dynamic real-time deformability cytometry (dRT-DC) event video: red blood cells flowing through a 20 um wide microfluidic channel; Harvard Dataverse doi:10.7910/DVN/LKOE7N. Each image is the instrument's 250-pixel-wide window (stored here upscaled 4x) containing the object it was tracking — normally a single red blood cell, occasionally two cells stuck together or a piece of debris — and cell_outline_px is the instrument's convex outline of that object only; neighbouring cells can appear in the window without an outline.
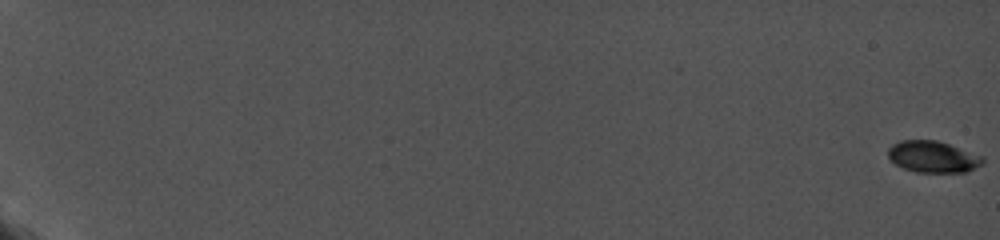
{"species": "common noctule bat (a hibernating species)", "species_latin": "Nyctalus noctula", "temperature_condition": "cold", "stored_images_in_passage": 118, "camera_frame_rate_fps": 5000, "um_per_image_px": 0.085, "animal": {"sex": "female", "body_mass_g": 19.0, "forearm_length_mm": 56.7}, "frame": {"image": 1, "passage_image": 1, "time_ms": 0.0, "image_size_px": [1000, 240], "cell_outline_px": [[984, 164], [968, 172], [916, 172], [904, 168], [896, 164], [888, 156], [888, 148], [892, 144], [900, 140], [936, 140], [984, 156]], "centroid_in_image_um": [79.33, 13.33], "position_along_channel_um": 5.7, "area_um2": 17.46}}
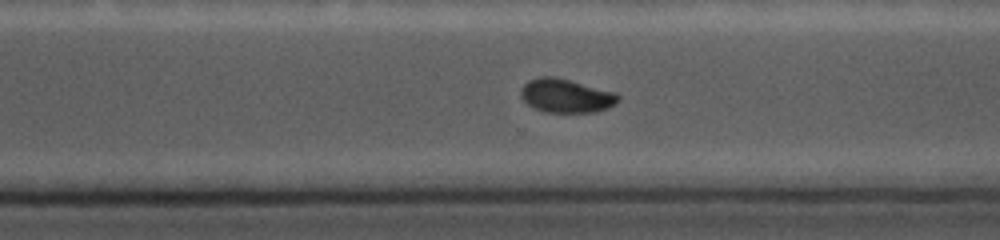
{"frame": {"image": 2, "passage_image": 98, "time_ms": 15.4, "image_size_px": [1000, 240], "cell_outline_px": [[620, 96], [608, 108], [596, 112], [548, 112], [536, 108], [528, 104], [524, 100], [520, 92], [524, 84], [528, 80], [540, 76], [556, 76], [616, 92]], "centroid_in_image_um": [48.11, 8.12], "position_along_channel_um": 322.5, "area_um2": 19.02}}
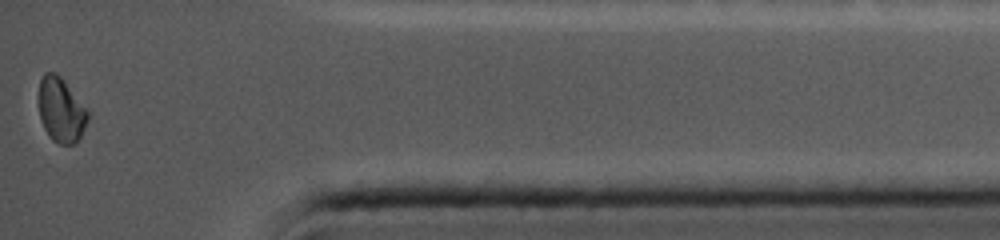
{"frame": {"image": 3, "passage_image": 118, "time_ms": 18.6, "image_size_px": [1000, 240], "cell_outline_px": [[88, 120], [80, 136], [72, 144], [60, 144], [52, 140], [44, 128], [40, 120], [40, 80], [44, 72], [56, 72], [60, 76], [88, 112]], "centroid_in_image_um": [5.17, 9.35], "position_along_channel_um": 430.0, "area_um2": 17.92}, "authors_computed_cell_mechanics": {"area_um2": 18.5249, "velocity_mm_per_s": 3.7643, "shape_relaxation_time_tau1_ms": null, "shape_relaxation_time_tau2_ms": 0.939, "deformation_change_tau1": null, "deformation_change_tau2": 0.03}}